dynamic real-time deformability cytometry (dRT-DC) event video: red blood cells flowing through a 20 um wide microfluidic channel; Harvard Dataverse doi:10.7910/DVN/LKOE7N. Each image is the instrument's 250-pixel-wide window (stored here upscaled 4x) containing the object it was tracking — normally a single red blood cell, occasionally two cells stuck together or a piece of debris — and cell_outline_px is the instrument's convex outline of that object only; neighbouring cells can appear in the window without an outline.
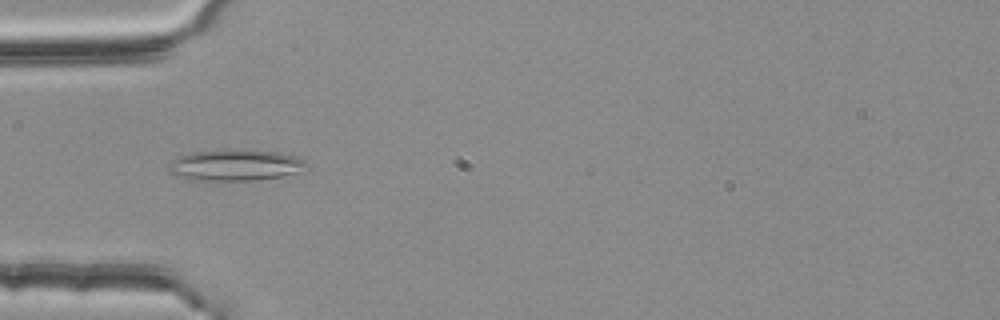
{"species": "common noctule bat (a hibernating species)", "species_latin": "Nyctalus noctula", "temperature_condition": "room temperature", "stored_images_in_passage": 41, "camera_frame_rate_fps": 3000, "um_per_image_px": 0.085, "animal": {"sex": "female", "body_mass_g": 25.1}, "frame": {"image": 1, "passage_image": 4, "time_ms": 1.0, "image_size_px": [1000, 320], "cell_outline_px": [[308, 172], [256, 180], [192, 180], [168, 172], [168, 164], [172, 160], [180, 156], [192, 152], [228, 148], [240, 148], [280, 152], [296, 156], [304, 160], [308, 164]], "centroid_in_image_um": [20.09, 14.01], "position_along_channel_um": 64.9, "area_um2": 25.89}}
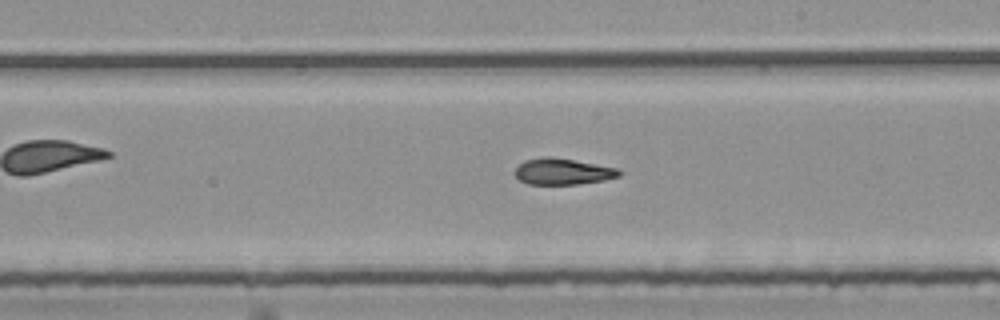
{"frame": {"image": 2, "passage_image": 18, "time_ms": 5.667, "image_size_px": [1000, 320], "cell_outline_px": [[620, 176], [604, 180], [580, 184], [528, 184], [520, 180], [516, 176], [516, 168], [524, 160], [544, 156], [548, 156], [572, 160], [616, 168], [620, 172]], "centroid_in_image_um": [47.8, 14.58], "position_along_channel_um": 241.2, "area_um2": 15.66}}
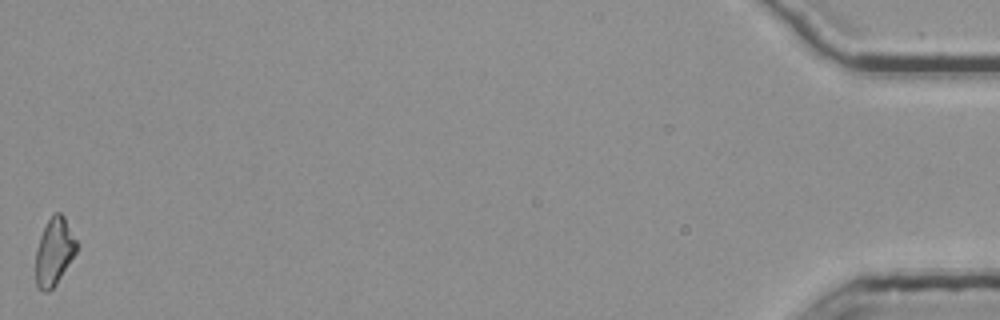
{"frame": {"image": 3, "passage_image": 41, "time_ms": 13.333, "image_size_px": [1000, 320], "cell_outline_px": [[76, 252], [56, 284], [48, 292], [44, 292], [36, 288], [36, 248], [40, 236], [48, 220], [56, 212], [60, 212], [64, 216], [76, 240]], "centroid_in_image_um": [4.58, 21.42], "position_along_channel_um": 430.6, "area_um2": 15.84}, "authors_computed_cell_mechanics": {"area_um2": 16.3574, "velocity_mm_per_s": 3.7871, "shape_relaxation_time_tau1_ms": null, "shape_relaxation_time_tau2_ms": 6.4332, "deformation_change_tau1": null, "deformation_change_tau2": 0.153}}